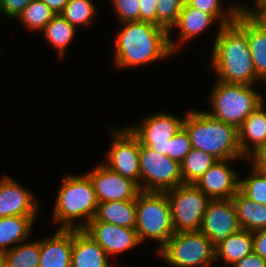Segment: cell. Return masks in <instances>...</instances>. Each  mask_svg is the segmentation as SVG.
I'll use <instances>...</instances> for the list:
<instances>
[{
	"label": "cell",
	"instance_id": "19",
	"mask_svg": "<svg viewBox=\"0 0 266 267\" xmlns=\"http://www.w3.org/2000/svg\"><path fill=\"white\" fill-rule=\"evenodd\" d=\"M245 34L249 44L256 77L266 81V30L253 18L237 15L234 22Z\"/></svg>",
	"mask_w": 266,
	"mask_h": 267
},
{
	"label": "cell",
	"instance_id": "8",
	"mask_svg": "<svg viewBox=\"0 0 266 267\" xmlns=\"http://www.w3.org/2000/svg\"><path fill=\"white\" fill-rule=\"evenodd\" d=\"M165 192L175 233L199 231L203 216L212 199L195 184H182Z\"/></svg>",
	"mask_w": 266,
	"mask_h": 267
},
{
	"label": "cell",
	"instance_id": "5",
	"mask_svg": "<svg viewBox=\"0 0 266 267\" xmlns=\"http://www.w3.org/2000/svg\"><path fill=\"white\" fill-rule=\"evenodd\" d=\"M136 226L140 243L146 238L160 242L158 250L174 235L166 192L140 191L136 197Z\"/></svg>",
	"mask_w": 266,
	"mask_h": 267
},
{
	"label": "cell",
	"instance_id": "31",
	"mask_svg": "<svg viewBox=\"0 0 266 267\" xmlns=\"http://www.w3.org/2000/svg\"><path fill=\"white\" fill-rule=\"evenodd\" d=\"M251 174L240 180L239 190L250 200L266 205V173L252 168Z\"/></svg>",
	"mask_w": 266,
	"mask_h": 267
},
{
	"label": "cell",
	"instance_id": "7",
	"mask_svg": "<svg viewBox=\"0 0 266 267\" xmlns=\"http://www.w3.org/2000/svg\"><path fill=\"white\" fill-rule=\"evenodd\" d=\"M157 251L173 267L207 266L216 260L215 247L201 231L176 232Z\"/></svg>",
	"mask_w": 266,
	"mask_h": 267
},
{
	"label": "cell",
	"instance_id": "18",
	"mask_svg": "<svg viewBox=\"0 0 266 267\" xmlns=\"http://www.w3.org/2000/svg\"><path fill=\"white\" fill-rule=\"evenodd\" d=\"M72 230L58 229L40 241L39 267H71Z\"/></svg>",
	"mask_w": 266,
	"mask_h": 267
},
{
	"label": "cell",
	"instance_id": "39",
	"mask_svg": "<svg viewBox=\"0 0 266 267\" xmlns=\"http://www.w3.org/2000/svg\"><path fill=\"white\" fill-rule=\"evenodd\" d=\"M253 252L266 259V229L252 232Z\"/></svg>",
	"mask_w": 266,
	"mask_h": 267
},
{
	"label": "cell",
	"instance_id": "12",
	"mask_svg": "<svg viewBox=\"0 0 266 267\" xmlns=\"http://www.w3.org/2000/svg\"><path fill=\"white\" fill-rule=\"evenodd\" d=\"M241 229L232 199L212 200L206 210L199 231L216 248L229 235Z\"/></svg>",
	"mask_w": 266,
	"mask_h": 267
},
{
	"label": "cell",
	"instance_id": "24",
	"mask_svg": "<svg viewBox=\"0 0 266 267\" xmlns=\"http://www.w3.org/2000/svg\"><path fill=\"white\" fill-rule=\"evenodd\" d=\"M253 252L252 232L240 229L215 248L216 259L221 257L232 266Z\"/></svg>",
	"mask_w": 266,
	"mask_h": 267
},
{
	"label": "cell",
	"instance_id": "41",
	"mask_svg": "<svg viewBox=\"0 0 266 267\" xmlns=\"http://www.w3.org/2000/svg\"><path fill=\"white\" fill-rule=\"evenodd\" d=\"M257 12L254 10H249L244 8L243 6H233L231 9L240 16L246 17V18H254L262 9L266 7V0H256L255 1Z\"/></svg>",
	"mask_w": 266,
	"mask_h": 267
},
{
	"label": "cell",
	"instance_id": "14",
	"mask_svg": "<svg viewBox=\"0 0 266 267\" xmlns=\"http://www.w3.org/2000/svg\"><path fill=\"white\" fill-rule=\"evenodd\" d=\"M83 230L104 249L108 257L141 244L135 229L100 222L95 218Z\"/></svg>",
	"mask_w": 266,
	"mask_h": 267
},
{
	"label": "cell",
	"instance_id": "11",
	"mask_svg": "<svg viewBox=\"0 0 266 267\" xmlns=\"http://www.w3.org/2000/svg\"><path fill=\"white\" fill-rule=\"evenodd\" d=\"M146 119L141 126H129L130 131L139 139L141 145L167 155L168 140L183 127L184 118L160 112Z\"/></svg>",
	"mask_w": 266,
	"mask_h": 267
},
{
	"label": "cell",
	"instance_id": "43",
	"mask_svg": "<svg viewBox=\"0 0 266 267\" xmlns=\"http://www.w3.org/2000/svg\"><path fill=\"white\" fill-rule=\"evenodd\" d=\"M253 19L261 26H266V7L262 9Z\"/></svg>",
	"mask_w": 266,
	"mask_h": 267
},
{
	"label": "cell",
	"instance_id": "13",
	"mask_svg": "<svg viewBox=\"0 0 266 267\" xmlns=\"http://www.w3.org/2000/svg\"><path fill=\"white\" fill-rule=\"evenodd\" d=\"M86 174L93 183L98 203L136 200L141 191L135 181L110 170L104 164L98 165Z\"/></svg>",
	"mask_w": 266,
	"mask_h": 267
},
{
	"label": "cell",
	"instance_id": "21",
	"mask_svg": "<svg viewBox=\"0 0 266 267\" xmlns=\"http://www.w3.org/2000/svg\"><path fill=\"white\" fill-rule=\"evenodd\" d=\"M94 218L100 222L135 229L137 218L136 200L98 203Z\"/></svg>",
	"mask_w": 266,
	"mask_h": 267
},
{
	"label": "cell",
	"instance_id": "36",
	"mask_svg": "<svg viewBox=\"0 0 266 267\" xmlns=\"http://www.w3.org/2000/svg\"><path fill=\"white\" fill-rule=\"evenodd\" d=\"M32 0H2V12L8 18H17Z\"/></svg>",
	"mask_w": 266,
	"mask_h": 267
},
{
	"label": "cell",
	"instance_id": "37",
	"mask_svg": "<svg viewBox=\"0 0 266 267\" xmlns=\"http://www.w3.org/2000/svg\"><path fill=\"white\" fill-rule=\"evenodd\" d=\"M140 21H148L157 24V0H139Z\"/></svg>",
	"mask_w": 266,
	"mask_h": 267
},
{
	"label": "cell",
	"instance_id": "16",
	"mask_svg": "<svg viewBox=\"0 0 266 267\" xmlns=\"http://www.w3.org/2000/svg\"><path fill=\"white\" fill-rule=\"evenodd\" d=\"M14 179L4 176L0 180V218L7 216H36L37 201Z\"/></svg>",
	"mask_w": 266,
	"mask_h": 267
},
{
	"label": "cell",
	"instance_id": "4",
	"mask_svg": "<svg viewBox=\"0 0 266 267\" xmlns=\"http://www.w3.org/2000/svg\"><path fill=\"white\" fill-rule=\"evenodd\" d=\"M98 200L90 177L68 175L63 179L54 206V221L61 222L59 229H84L94 219ZM85 218L86 223L73 226L72 221Z\"/></svg>",
	"mask_w": 266,
	"mask_h": 267
},
{
	"label": "cell",
	"instance_id": "2",
	"mask_svg": "<svg viewBox=\"0 0 266 267\" xmlns=\"http://www.w3.org/2000/svg\"><path fill=\"white\" fill-rule=\"evenodd\" d=\"M219 28L211 62L219 81L247 85L259 81L246 34L235 23Z\"/></svg>",
	"mask_w": 266,
	"mask_h": 267
},
{
	"label": "cell",
	"instance_id": "44",
	"mask_svg": "<svg viewBox=\"0 0 266 267\" xmlns=\"http://www.w3.org/2000/svg\"><path fill=\"white\" fill-rule=\"evenodd\" d=\"M0 267H6V259L4 252H0Z\"/></svg>",
	"mask_w": 266,
	"mask_h": 267
},
{
	"label": "cell",
	"instance_id": "32",
	"mask_svg": "<svg viewBox=\"0 0 266 267\" xmlns=\"http://www.w3.org/2000/svg\"><path fill=\"white\" fill-rule=\"evenodd\" d=\"M184 4L185 0H157V25L171 32Z\"/></svg>",
	"mask_w": 266,
	"mask_h": 267
},
{
	"label": "cell",
	"instance_id": "40",
	"mask_svg": "<svg viewBox=\"0 0 266 267\" xmlns=\"http://www.w3.org/2000/svg\"><path fill=\"white\" fill-rule=\"evenodd\" d=\"M233 267H266V259L252 252L236 262Z\"/></svg>",
	"mask_w": 266,
	"mask_h": 267
},
{
	"label": "cell",
	"instance_id": "34",
	"mask_svg": "<svg viewBox=\"0 0 266 267\" xmlns=\"http://www.w3.org/2000/svg\"><path fill=\"white\" fill-rule=\"evenodd\" d=\"M191 149L192 145L187 131L182 127L168 140L167 156L180 163Z\"/></svg>",
	"mask_w": 266,
	"mask_h": 267
},
{
	"label": "cell",
	"instance_id": "9",
	"mask_svg": "<svg viewBox=\"0 0 266 267\" xmlns=\"http://www.w3.org/2000/svg\"><path fill=\"white\" fill-rule=\"evenodd\" d=\"M139 167L141 191L165 192L183 184L179 162L141 144Z\"/></svg>",
	"mask_w": 266,
	"mask_h": 267
},
{
	"label": "cell",
	"instance_id": "3",
	"mask_svg": "<svg viewBox=\"0 0 266 267\" xmlns=\"http://www.w3.org/2000/svg\"><path fill=\"white\" fill-rule=\"evenodd\" d=\"M192 148L212 155L217 160L245 158L238 144L237 128L211 117L207 112L189 111L184 118Z\"/></svg>",
	"mask_w": 266,
	"mask_h": 267
},
{
	"label": "cell",
	"instance_id": "28",
	"mask_svg": "<svg viewBox=\"0 0 266 267\" xmlns=\"http://www.w3.org/2000/svg\"><path fill=\"white\" fill-rule=\"evenodd\" d=\"M12 246L11 250L4 252L6 267H39L40 240Z\"/></svg>",
	"mask_w": 266,
	"mask_h": 267
},
{
	"label": "cell",
	"instance_id": "29",
	"mask_svg": "<svg viewBox=\"0 0 266 267\" xmlns=\"http://www.w3.org/2000/svg\"><path fill=\"white\" fill-rule=\"evenodd\" d=\"M56 14L41 0H32L17 16L28 29L43 30Z\"/></svg>",
	"mask_w": 266,
	"mask_h": 267
},
{
	"label": "cell",
	"instance_id": "1",
	"mask_svg": "<svg viewBox=\"0 0 266 267\" xmlns=\"http://www.w3.org/2000/svg\"><path fill=\"white\" fill-rule=\"evenodd\" d=\"M116 37L114 62L131 67L156 61L177 52L178 45L171 40L165 28L148 21L125 22Z\"/></svg>",
	"mask_w": 266,
	"mask_h": 267
},
{
	"label": "cell",
	"instance_id": "17",
	"mask_svg": "<svg viewBox=\"0 0 266 267\" xmlns=\"http://www.w3.org/2000/svg\"><path fill=\"white\" fill-rule=\"evenodd\" d=\"M104 249L83 229L72 230L71 267H111Z\"/></svg>",
	"mask_w": 266,
	"mask_h": 267
},
{
	"label": "cell",
	"instance_id": "45",
	"mask_svg": "<svg viewBox=\"0 0 266 267\" xmlns=\"http://www.w3.org/2000/svg\"><path fill=\"white\" fill-rule=\"evenodd\" d=\"M2 12V0H0V13ZM1 15V14H0Z\"/></svg>",
	"mask_w": 266,
	"mask_h": 267
},
{
	"label": "cell",
	"instance_id": "6",
	"mask_svg": "<svg viewBox=\"0 0 266 267\" xmlns=\"http://www.w3.org/2000/svg\"><path fill=\"white\" fill-rule=\"evenodd\" d=\"M253 85L224 83L218 80L211 93V117L238 128L262 104V95Z\"/></svg>",
	"mask_w": 266,
	"mask_h": 267
},
{
	"label": "cell",
	"instance_id": "26",
	"mask_svg": "<svg viewBox=\"0 0 266 267\" xmlns=\"http://www.w3.org/2000/svg\"><path fill=\"white\" fill-rule=\"evenodd\" d=\"M217 161L212 155L192 148L180 162L183 184H195Z\"/></svg>",
	"mask_w": 266,
	"mask_h": 267
},
{
	"label": "cell",
	"instance_id": "30",
	"mask_svg": "<svg viewBox=\"0 0 266 267\" xmlns=\"http://www.w3.org/2000/svg\"><path fill=\"white\" fill-rule=\"evenodd\" d=\"M91 0H69L61 15L73 26L91 24L95 14Z\"/></svg>",
	"mask_w": 266,
	"mask_h": 267
},
{
	"label": "cell",
	"instance_id": "27",
	"mask_svg": "<svg viewBox=\"0 0 266 267\" xmlns=\"http://www.w3.org/2000/svg\"><path fill=\"white\" fill-rule=\"evenodd\" d=\"M76 27L71 25L61 14L55 15L42 30L47 41L58 49L60 56L74 38Z\"/></svg>",
	"mask_w": 266,
	"mask_h": 267
},
{
	"label": "cell",
	"instance_id": "10",
	"mask_svg": "<svg viewBox=\"0 0 266 267\" xmlns=\"http://www.w3.org/2000/svg\"><path fill=\"white\" fill-rule=\"evenodd\" d=\"M114 143L104 163L110 170L132 179L140 188V141L129 128L112 131Z\"/></svg>",
	"mask_w": 266,
	"mask_h": 267
},
{
	"label": "cell",
	"instance_id": "23",
	"mask_svg": "<svg viewBox=\"0 0 266 267\" xmlns=\"http://www.w3.org/2000/svg\"><path fill=\"white\" fill-rule=\"evenodd\" d=\"M36 216H7L0 218V252L13 247L11 244L24 242L29 236ZM8 245H10L8 247Z\"/></svg>",
	"mask_w": 266,
	"mask_h": 267
},
{
	"label": "cell",
	"instance_id": "22",
	"mask_svg": "<svg viewBox=\"0 0 266 267\" xmlns=\"http://www.w3.org/2000/svg\"><path fill=\"white\" fill-rule=\"evenodd\" d=\"M231 199L241 229L250 232L266 229V205L250 200L240 190Z\"/></svg>",
	"mask_w": 266,
	"mask_h": 267
},
{
	"label": "cell",
	"instance_id": "15",
	"mask_svg": "<svg viewBox=\"0 0 266 267\" xmlns=\"http://www.w3.org/2000/svg\"><path fill=\"white\" fill-rule=\"evenodd\" d=\"M227 161L218 160L195 183L212 200L231 199L239 191L240 180Z\"/></svg>",
	"mask_w": 266,
	"mask_h": 267
},
{
	"label": "cell",
	"instance_id": "35",
	"mask_svg": "<svg viewBox=\"0 0 266 267\" xmlns=\"http://www.w3.org/2000/svg\"><path fill=\"white\" fill-rule=\"evenodd\" d=\"M112 2L121 23L140 21L139 0H113Z\"/></svg>",
	"mask_w": 266,
	"mask_h": 267
},
{
	"label": "cell",
	"instance_id": "20",
	"mask_svg": "<svg viewBox=\"0 0 266 267\" xmlns=\"http://www.w3.org/2000/svg\"><path fill=\"white\" fill-rule=\"evenodd\" d=\"M264 99L250 115L246 117L243 123L237 128L238 144L242 155L247 158L258 147L266 143V110L264 109ZM251 140V147L248 144ZM250 149H252L250 151Z\"/></svg>",
	"mask_w": 266,
	"mask_h": 267
},
{
	"label": "cell",
	"instance_id": "25",
	"mask_svg": "<svg viewBox=\"0 0 266 267\" xmlns=\"http://www.w3.org/2000/svg\"><path fill=\"white\" fill-rule=\"evenodd\" d=\"M215 20L216 19L211 14L190 7L185 2L174 27L178 26L179 28L180 40L186 41L187 39H191L193 36L202 33L206 28L214 23Z\"/></svg>",
	"mask_w": 266,
	"mask_h": 267
},
{
	"label": "cell",
	"instance_id": "38",
	"mask_svg": "<svg viewBox=\"0 0 266 267\" xmlns=\"http://www.w3.org/2000/svg\"><path fill=\"white\" fill-rule=\"evenodd\" d=\"M247 158L253 159V168L266 173V143L258 147Z\"/></svg>",
	"mask_w": 266,
	"mask_h": 267
},
{
	"label": "cell",
	"instance_id": "42",
	"mask_svg": "<svg viewBox=\"0 0 266 267\" xmlns=\"http://www.w3.org/2000/svg\"><path fill=\"white\" fill-rule=\"evenodd\" d=\"M57 15L61 14L69 0H41Z\"/></svg>",
	"mask_w": 266,
	"mask_h": 267
},
{
	"label": "cell",
	"instance_id": "33",
	"mask_svg": "<svg viewBox=\"0 0 266 267\" xmlns=\"http://www.w3.org/2000/svg\"><path fill=\"white\" fill-rule=\"evenodd\" d=\"M185 2L193 8L199 9L205 13L211 14L216 20H218L220 16L221 17V22H220V27L222 26H227L235 22V18L237 14L230 9L228 10L225 15L222 13L220 9V0H185Z\"/></svg>",
	"mask_w": 266,
	"mask_h": 267
}]
</instances>
